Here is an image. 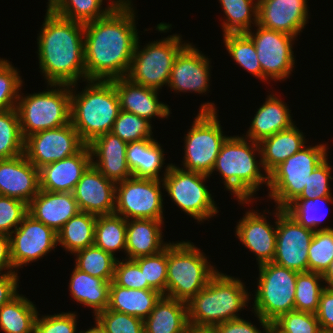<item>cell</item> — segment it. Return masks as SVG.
<instances>
[{"label": "cell", "mask_w": 333, "mask_h": 333, "mask_svg": "<svg viewBox=\"0 0 333 333\" xmlns=\"http://www.w3.org/2000/svg\"><path fill=\"white\" fill-rule=\"evenodd\" d=\"M131 0H121L106 16L84 23L87 80L126 77L139 35Z\"/></svg>", "instance_id": "cell-1"}, {"label": "cell", "mask_w": 333, "mask_h": 333, "mask_svg": "<svg viewBox=\"0 0 333 333\" xmlns=\"http://www.w3.org/2000/svg\"><path fill=\"white\" fill-rule=\"evenodd\" d=\"M37 38L39 68L47 84L87 81L84 24L53 13L48 7Z\"/></svg>", "instance_id": "cell-2"}, {"label": "cell", "mask_w": 333, "mask_h": 333, "mask_svg": "<svg viewBox=\"0 0 333 333\" xmlns=\"http://www.w3.org/2000/svg\"><path fill=\"white\" fill-rule=\"evenodd\" d=\"M240 279L217 271L208 284L189 302L191 330L211 331L217 324L240 318L237 314L250 300Z\"/></svg>", "instance_id": "cell-3"}, {"label": "cell", "mask_w": 333, "mask_h": 333, "mask_svg": "<svg viewBox=\"0 0 333 333\" xmlns=\"http://www.w3.org/2000/svg\"><path fill=\"white\" fill-rule=\"evenodd\" d=\"M256 152L260 155L259 162L255 158ZM261 168L264 169L259 142L243 136H229L221 147L212 173L221 174L225 189L238 198L239 204H249L260 185L268 186L269 175L261 173Z\"/></svg>", "instance_id": "cell-4"}, {"label": "cell", "mask_w": 333, "mask_h": 333, "mask_svg": "<svg viewBox=\"0 0 333 333\" xmlns=\"http://www.w3.org/2000/svg\"><path fill=\"white\" fill-rule=\"evenodd\" d=\"M81 93L71 85L70 123L88 145L95 138L111 132L120 112L118 93L112 81L87 80ZM74 91V93H73Z\"/></svg>", "instance_id": "cell-5"}, {"label": "cell", "mask_w": 333, "mask_h": 333, "mask_svg": "<svg viewBox=\"0 0 333 333\" xmlns=\"http://www.w3.org/2000/svg\"><path fill=\"white\" fill-rule=\"evenodd\" d=\"M203 253L192 242H170L167 246L166 297L187 303L208 284L218 270Z\"/></svg>", "instance_id": "cell-6"}, {"label": "cell", "mask_w": 333, "mask_h": 333, "mask_svg": "<svg viewBox=\"0 0 333 333\" xmlns=\"http://www.w3.org/2000/svg\"><path fill=\"white\" fill-rule=\"evenodd\" d=\"M48 85L53 88L26 97L19 94L16 110L24 140L37 132L70 123L71 85Z\"/></svg>", "instance_id": "cell-7"}, {"label": "cell", "mask_w": 333, "mask_h": 333, "mask_svg": "<svg viewBox=\"0 0 333 333\" xmlns=\"http://www.w3.org/2000/svg\"><path fill=\"white\" fill-rule=\"evenodd\" d=\"M214 103L201 105L193 125L185 136L183 167L210 176L221 147L228 135H223Z\"/></svg>", "instance_id": "cell-8"}, {"label": "cell", "mask_w": 333, "mask_h": 333, "mask_svg": "<svg viewBox=\"0 0 333 333\" xmlns=\"http://www.w3.org/2000/svg\"><path fill=\"white\" fill-rule=\"evenodd\" d=\"M326 144L304 146L269 174L268 196L285 209L303 191L310 174L327 158Z\"/></svg>", "instance_id": "cell-9"}, {"label": "cell", "mask_w": 333, "mask_h": 333, "mask_svg": "<svg viewBox=\"0 0 333 333\" xmlns=\"http://www.w3.org/2000/svg\"><path fill=\"white\" fill-rule=\"evenodd\" d=\"M181 39L178 34H173L162 40L148 43L140 49L138 38L126 78L158 91L164 85L168 86L174 60L188 44L187 42L183 44Z\"/></svg>", "instance_id": "cell-10"}, {"label": "cell", "mask_w": 333, "mask_h": 333, "mask_svg": "<svg viewBox=\"0 0 333 333\" xmlns=\"http://www.w3.org/2000/svg\"><path fill=\"white\" fill-rule=\"evenodd\" d=\"M258 268L259 280L252 311L269 323H273L280 316L295 310L298 272L274 262L259 265Z\"/></svg>", "instance_id": "cell-11"}, {"label": "cell", "mask_w": 333, "mask_h": 333, "mask_svg": "<svg viewBox=\"0 0 333 333\" xmlns=\"http://www.w3.org/2000/svg\"><path fill=\"white\" fill-rule=\"evenodd\" d=\"M163 174L162 188L182 211L197 222L202 223L219 212L204 183L210 176L184 170L172 163L166 166Z\"/></svg>", "instance_id": "cell-12"}, {"label": "cell", "mask_w": 333, "mask_h": 333, "mask_svg": "<svg viewBox=\"0 0 333 333\" xmlns=\"http://www.w3.org/2000/svg\"><path fill=\"white\" fill-rule=\"evenodd\" d=\"M161 182L132 176L117 183L114 213L126 220L144 218L163 221Z\"/></svg>", "instance_id": "cell-13"}, {"label": "cell", "mask_w": 333, "mask_h": 333, "mask_svg": "<svg viewBox=\"0 0 333 333\" xmlns=\"http://www.w3.org/2000/svg\"><path fill=\"white\" fill-rule=\"evenodd\" d=\"M254 34H246L252 39L260 62L263 81L285 80L291 75L295 65L292 43L297 37L256 25Z\"/></svg>", "instance_id": "cell-14"}, {"label": "cell", "mask_w": 333, "mask_h": 333, "mask_svg": "<svg viewBox=\"0 0 333 333\" xmlns=\"http://www.w3.org/2000/svg\"><path fill=\"white\" fill-rule=\"evenodd\" d=\"M86 144L71 123L28 136L24 154L37 168L77 154Z\"/></svg>", "instance_id": "cell-15"}, {"label": "cell", "mask_w": 333, "mask_h": 333, "mask_svg": "<svg viewBox=\"0 0 333 333\" xmlns=\"http://www.w3.org/2000/svg\"><path fill=\"white\" fill-rule=\"evenodd\" d=\"M276 250L272 262L296 272L308 271V249L314 231L300 225L284 209L276 207Z\"/></svg>", "instance_id": "cell-16"}, {"label": "cell", "mask_w": 333, "mask_h": 333, "mask_svg": "<svg viewBox=\"0 0 333 333\" xmlns=\"http://www.w3.org/2000/svg\"><path fill=\"white\" fill-rule=\"evenodd\" d=\"M57 245V232L27 214L10 235L11 260L16 272L46 256Z\"/></svg>", "instance_id": "cell-17"}, {"label": "cell", "mask_w": 333, "mask_h": 333, "mask_svg": "<svg viewBox=\"0 0 333 333\" xmlns=\"http://www.w3.org/2000/svg\"><path fill=\"white\" fill-rule=\"evenodd\" d=\"M210 60L191 43L176 56L168 83L175 92L203 94L209 90Z\"/></svg>", "instance_id": "cell-18"}, {"label": "cell", "mask_w": 333, "mask_h": 333, "mask_svg": "<svg viewBox=\"0 0 333 333\" xmlns=\"http://www.w3.org/2000/svg\"><path fill=\"white\" fill-rule=\"evenodd\" d=\"M115 187L114 182L91 164L72 193L80 211L96 216L108 215L115 212Z\"/></svg>", "instance_id": "cell-19"}, {"label": "cell", "mask_w": 333, "mask_h": 333, "mask_svg": "<svg viewBox=\"0 0 333 333\" xmlns=\"http://www.w3.org/2000/svg\"><path fill=\"white\" fill-rule=\"evenodd\" d=\"M307 0H262L258 3V25L298 37L308 22Z\"/></svg>", "instance_id": "cell-20"}, {"label": "cell", "mask_w": 333, "mask_h": 333, "mask_svg": "<svg viewBox=\"0 0 333 333\" xmlns=\"http://www.w3.org/2000/svg\"><path fill=\"white\" fill-rule=\"evenodd\" d=\"M275 226L270 225L266 214L255 210L246 211L236 225L237 238L256 256L258 266L274 260L276 250L277 212ZM265 215V216H264Z\"/></svg>", "instance_id": "cell-21"}, {"label": "cell", "mask_w": 333, "mask_h": 333, "mask_svg": "<svg viewBox=\"0 0 333 333\" xmlns=\"http://www.w3.org/2000/svg\"><path fill=\"white\" fill-rule=\"evenodd\" d=\"M39 190V169L25 154L0 160L1 196L12 197L29 204Z\"/></svg>", "instance_id": "cell-22"}, {"label": "cell", "mask_w": 333, "mask_h": 333, "mask_svg": "<svg viewBox=\"0 0 333 333\" xmlns=\"http://www.w3.org/2000/svg\"><path fill=\"white\" fill-rule=\"evenodd\" d=\"M88 145L77 154L39 168V188L49 192H73L82 174L91 165Z\"/></svg>", "instance_id": "cell-23"}, {"label": "cell", "mask_w": 333, "mask_h": 333, "mask_svg": "<svg viewBox=\"0 0 333 333\" xmlns=\"http://www.w3.org/2000/svg\"><path fill=\"white\" fill-rule=\"evenodd\" d=\"M127 144L112 132L98 136L88 144L91 164L115 184L133 176L126 161Z\"/></svg>", "instance_id": "cell-24"}, {"label": "cell", "mask_w": 333, "mask_h": 333, "mask_svg": "<svg viewBox=\"0 0 333 333\" xmlns=\"http://www.w3.org/2000/svg\"><path fill=\"white\" fill-rule=\"evenodd\" d=\"M119 96L120 110L151 121L153 117L168 118L169 105L159 102L158 90L131 82L126 77L111 80Z\"/></svg>", "instance_id": "cell-25"}, {"label": "cell", "mask_w": 333, "mask_h": 333, "mask_svg": "<svg viewBox=\"0 0 333 333\" xmlns=\"http://www.w3.org/2000/svg\"><path fill=\"white\" fill-rule=\"evenodd\" d=\"M79 211L72 192L39 190L28 204V214L55 232H58Z\"/></svg>", "instance_id": "cell-26"}, {"label": "cell", "mask_w": 333, "mask_h": 333, "mask_svg": "<svg viewBox=\"0 0 333 333\" xmlns=\"http://www.w3.org/2000/svg\"><path fill=\"white\" fill-rule=\"evenodd\" d=\"M162 220L130 219L126 220L125 259L134 260L143 256L155 255L170 243L162 240Z\"/></svg>", "instance_id": "cell-27"}, {"label": "cell", "mask_w": 333, "mask_h": 333, "mask_svg": "<svg viewBox=\"0 0 333 333\" xmlns=\"http://www.w3.org/2000/svg\"><path fill=\"white\" fill-rule=\"evenodd\" d=\"M287 104L274 94L267 95L266 101L256 111L245 138L255 142L284 131L294 125Z\"/></svg>", "instance_id": "cell-28"}, {"label": "cell", "mask_w": 333, "mask_h": 333, "mask_svg": "<svg viewBox=\"0 0 333 333\" xmlns=\"http://www.w3.org/2000/svg\"><path fill=\"white\" fill-rule=\"evenodd\" d=\"M144 333H189L186 302L162 296L143 320Z\"/></svg>", "instance_id": "cell-29"}, {"label": "cell", "mask_w": 333, "mask_h": 333, "mask_svg": "<svg viewBox=\"0 0 333 333\" xmlns=\"http://www.w3.org/2000/svg\"><path fill=\"white\" fill-rule=\"evenodd\" d=\"M304 133L293 125L259 142L265 175H269L287 158L300 151L306 144Z\"/></svg>", "instance_id": "cell-30"}, {"label": "cell", "mask_w": 333, "mask_h": 333, "mask_svg": "<svg viewBox=\"0 0 333 333\" xmlns=\"http://www.w3.org/2000/svg\"><path fill=\"white\" fill-rule=\"evenodd\" d=\"M153 138L127 144L126 161L134 177L162 180L159 172L165 164L164 151Z\"/></svg>", "instance_id": "cell-31"}, {"label": "cell", "mask_w": 333, "mask_h": 333, "mask_svg": "<svg viewBox=\"0 0 333 333\" xmlns=\"http://www.w3.org/2000/svg\"><path fill=\"white\" fill-rule=\"evenodd\" d=\"M163 296L155 289H130L110 283L108 309L145 319Z\"/></svg>", "instance_id": "cell-32"}, {"label": "cell", "mask_w": 333, "mask_h": 333, "mask_svg": "<svg viewBox=\"0 0 333 333\" xmlns=\"http://www.w3.org/2000/svg\"><path fill=\"white\" fill-rule=\"evenodd\" d=\"M111 282L91 276L75 267L69 289L72 298L77 303L92 308L95 316L108 308Z\"/></svg>", "instance_id": "cell-33"}, {"label": "cell", "mask_w": 333, "mask_h": 333, "mask_svg": "<svg viewBox=\"0 0 333 333\" xmlns=\"http://www.w3.org/2000/svg\"><path fill=\"white\" fill-rule=\"evenodd\" d=\"M96 219V215L79 211L57 232V243L72 255L93 245Z\"/></svg>", "instance_id": "cell-34"}, {"label": "cell", "mask_w": 333, "mask_h": 333, "mask_svg": "<svg viewBox=\"0 0 333 333\" xmlns=\"http://www.w3.org/2000/svg\"><path fill=\"white\" fill-rule=\"evenodd\" d=\"M37 308L18 294L0 308V330L4 333H34Z\"/></svg>", "instance_id": "cell-35"}, {"label": "cell", "mask_w": 333, "mask_h": 333, "mask_svg": "<svg viewBox=\"0 0 333 333\" xmlns=\"http://www.w3.org/2000/svg\"><path fill=\"white\" fill-rule=\"evenodd\" d=\"M120 1L110 0L104 9L103 0H51L47 7L60 17L84 24L106 16Z\"/></svg>", "instance_id": "cell-36"}, {"label": "cell", "mask_w": 333, "mask_h": 333, "mask_svg": "<svg viewBox=\"0 0 333 333\" xmlns=\"http://www.w3.org/2000/svg\"><path fill=\"white\" fill-rule=\"evenodd\" d=\"M94 245L116 255V251L125 252L126 219L115 213L97 216L95 222Z\"/></svg>", "instance_id": "cell-37"}, {"label": "cell", "mask_w": 333, "mask_h": 333, "mask_svg": "<svg viewBox=\"0 0 333 333\" xmlns=\"http://www.w3.org/2000/svg\"><path fill=\"white\" fill-rule=\"evenodd\" d=\"M226 20L222 29L224 34L246 33L251 24L258 23V2L255 0H219ZM253 17V18H252ZM254 21V22H253Z\"/></svg>", "instance_id": "cell-38"}, {"label": "cell", "mask_w": 333, "mask_h": 333, "mask_svg": "<svg viewBox=\"0 0 333 333\" xmlns=\"http://www.w3.org/2000/svg\"><path fill=\"white\" fill-rule=\"evenodd\" d=\"M75 267L91 276L112 281L117 258L96 245H91L74 253Z\"/></svg>", "instance_id": "cell-39"}, {"label": "cell", "mask_w": 333, "mask_h": 333, "mask_svg": "<svg viewBox=\"0 0 333 333\" xmlns=\"http://www.w3.org/2000/svg\"><path fill=\"white\" fill-rule=\"evenodd\" d=\"M330 202L333 203L332 196L317 197L315 199H295L284 210L300 225L314 232L318 230H331L333 228L329 226L318 228L327 215V211H324L325 203Z\"/></svg>", "instance_id": "cell-40"}, {"label": "cell", "mask_w": 333, "mask_h": 333, "mask_svg": "<svg viewBox=\"0 0 333 333\" xmlns=\"http://www.w3.org/2000/svg\"><path fill=\"white\" fill-rule=\"evenodd\" d=\"M223 37L226 49L235 62L263 81L262 68L252 39L246 33L223 34Z\"/></svg>", "instance_id": "cell-41"}, {"label": "cell", "mask_w": 333, "mask_h": 333, "mask_svg": "<svg viewBox=\"0 0 333 333\" xmlns=\"http://www.w3.org/2000/svg\"><path fill=\"white\" fill-rule=\"evenodd\" d=\"M24 142L16 108L0 112V160L24 154Z\"/></svg>", "instance_id": "cell-42"}, {"label": "cell", "mask_w": 333, "mask_h": 333, "mask_svg": "<svg viewBox=\"0 0 333 333\" xmlns=\"http://www.w3.org/2000/svg\"><path fill=\"white\" fill-rule=\"evenodd\" d=\"M322 279V280H321ZM323 275L312 271L299 272L295 286V310L316 313L320 295L325 289L321 285Z\"/></svg>", "instance_id": "cell-43"}, {"label": "cell", "mask_w": 333, "mask_h": 333, "mask_svg": "<svg viewBox=\"0 0 333 333\" xmlns=\"http://www.w3.org/2000/svg\"><path fill=\"white\" fill-rule=\"evenodd\" d=\"M333 260V229L318 230L308 249V271L324 274Z\"/></svg>", "instance_id": "cell-44"}, {"label": "cell", "mask_w": 333, "mask_h": 333, "mask_svg": "<svg viewBox=\"0 0 333 333\" xmlns=\"http://www.w3.org/2000/svg\"><path fill=\"white\" fill-rule=\"evenodd\" d=\"M151 125L145 118L120 110L111 132L121 140L130 143L153 138Z\"/></svg>", "instance_id": "cell-45"}, {"label": "cell", "mask_w": 333, "mask_h": 333, "mask_svg": "<svg viewBox=\"0 0 333 333\" xmlns=\"http://www.w3.org/2000/svg\"><path fill=\"white\" fill-rule=\"evenodd\" d=\"M134 261L143 273L144 282L166 296L167 247L155 255L139 257Z\"/></svg>", "instance_id": "cell-46"}, {"label": "cell", "mask_w": 333, "mask_h": 333, "mask_svg": "<svg viewBox=\"0 0 333 333\" xmlns=\"http://www.w3.org/2000/svg\"><path fill=\"white\" fill-rule=\"evenodd\" d=\"M10 61L0 58V112L16 108L23 80Z\"/></svg>", "instance_id": "cell-47"}, {"label": "cell", "mask_w": 333, "mask_h": 333, "mask_svg": "<svg viewBox=\"0 0 333 333\" xmlns=\"http://www.w3.org/2000/svg\"><path fill=\"white\" fill-rule=\"evenodd\" d=\"M95 322L106 333H144L143 319L106 309L94 316Z\"/></svg>", "instance_id": "cell-48"}, {"label": "cell", "mask_w": 333, "mask_h": 333, "mask_svg": "<svg viewBox=\"0 0 333 333\" xmlns=\"http://www.w3.org/2000/svg\"><path fill=\"white\" fill-rule=\"evenodd\" d=\"M273 324L283 333H323L314 313L290 311Z\"/></svg>", "instance_id": "cell-49"}, {"label": "cell", "mask_w": 333, "mask_h": 333, "mask_svg": "<svg viewBox=\"0 0 333 333\" xmlns=\"http://www.w3.org/2000/svg\"><path fill=\"white\" fill-rule=\"evenodd\" d=\"M28 214V204L0 195V233L10 236ZM14 228V229H13ZM12 229V230H11Z\"/></svg>", "instance_id": "cell-50"}, {"label": "cell", "mask_w": 333, "mask_h": 333, "mask_svg": "<svg viewBox=\"0 0 333 333\" xmlns=\"http://www.w3.org/2000/svg\"><path fill=\"white\" fill-rule=\"evenodd\" d=\"M328 157L310 174L309 180L302 193L296 199H315L317 197L332 196L329 180H332L331 166Z\"/></svg>", "instance_id": "cell-51"}, {"label": "cell", "mask_w": 333, "mask_h": 333, "mask_svg": "<svg viewBox=\"0 0 333 333\" xmlns=\"http://www.w3.org/2000/svg\"><path fill=\"white\" fill-rule=\"evenodd\" d=\"M112 281L124 288L153 289L147 282H144L139 265L131 259H123L122 261L117 259Z\"/></svg>", "instance_id": "cell-52"}, {"label": "cell", "mask_w": 333, "mask_h": 333, "mask_svg": "<svg viewBox=\"0 0 333 333\" xmlns=\"http://www.w3.org/2000/svg\"><path fill=\"white\" fill-rule=\"evenodd\" d=\"M76 316L75 312H62L40 318L38 313L34 333H76Z\"/></svg>", "instance_id": "cell-53"}, {"label": "cell", "mask_w": 333, "mask_h": 333, "mask_svg": "<svg viewBox=\"0 0 333 333\" xmlns=\"http://www.w3.org/2000/svg\"><path fill=\"white\" fill-rule=\"evenodd\" d=\"M255 316L261 323L262 328H264V331H262V332L269 333L271 323L264 320L257 314H255ZM211 332L212 333H262L260 330L257 329V327L255 325H253L249 321L242 319L241 317L217 324L211 330Z\"/></svg>", "instance_id": "cell-54"}, {"label": "cell", "mask_w": 333, "mask_h": 333, "mask_svg": "<svg viewBox=\"0 0 333 333\" xmlns=\"http://www.w3.org/2000/svg\"><path fill=\"white\" fill-rule=\"evenodd\" d=\"M323 333H333V290L325 288L315 313Z\"/></svg>", "instance_id": "cell-55"}, {"label": "cell", "mask_w": 333, "mask_h": 333, "mask_svg": "<svg viewBox=\"0 0 333 333\" xmlns=\"http://www.w3.org/2000/svg\"><path fill=\"white\" fill-rule=\"evenodd\" d=\"M18 277V273L0 274V308L19 294Z\"/></svg>", "instance_id": "cell-56"}, {"label": "cell", "mask_w": 333, "mask_h": 333, "mask_svg": "<svg viewBox=\"0 0 333 333\" xmlns=\"http://www.w3.org/2000/svg\"><path fill=\"white\" fill-rule=\"evenodd\" d=\"M14 269L11 260L10 236L0 233V274L17 273ZM3 270H5L4 273Z\"/></svg>", "instance_id": "cell-57"}, {"label": "cell", "mask_w": 333, "mask_h": 333, "mask_svg": "<svg viewBox=\"0 0 333 333\" xmlns=\"http://www.w3.org/2000/svg\"><path fill=\"white\" fill-rule=\"evenodd\" d=\"M323 280L325 281L323 283H327L325 288L333 290V260L331 261L329 268L323 274Z\"/></svg>", "instance_id": "cell-58"}, {"label": "cell", "mask_w": 333, "mask_h": 333, "mask_svg": "<svg viewBox=\"0 0 333 333\" xmlns=\"http://www.w3.org/2000/svg\"><path fill=\"white\" fill-rule=\"evenodd\" d=\"M79 333H106L97 323H95L94 327L91 329H87L86 331L82 330Z\"/></svg>", "instance_id": "cell-59"}, {"label": "cell", "mask_w": 333, "mask_h": 333, "mask_svg": "<svg viewBox=\"0 0 333 333\" xmlns=\"http://www.w3.org/2000/svg\"><path fill=\"white\" fill-rule=\"evenodd\" d=\"M269 333H283L273 323H271Z\"/></svg>", "instance_id": "cell-60"}, {"label": "cell", "mask_w": 333, "mask_h": 333, "mask_svg": "<svg viewBox=\"0 0 333 333\" xmlns=\"http://www.w3.org/2000/svg\"><path fill=\"white\" fill-rule=\"evenodd\" d=\"M189 333H212V332L207 330H191Z\"/></svg>", "instance_id": "cell-61"}]
</instances>
